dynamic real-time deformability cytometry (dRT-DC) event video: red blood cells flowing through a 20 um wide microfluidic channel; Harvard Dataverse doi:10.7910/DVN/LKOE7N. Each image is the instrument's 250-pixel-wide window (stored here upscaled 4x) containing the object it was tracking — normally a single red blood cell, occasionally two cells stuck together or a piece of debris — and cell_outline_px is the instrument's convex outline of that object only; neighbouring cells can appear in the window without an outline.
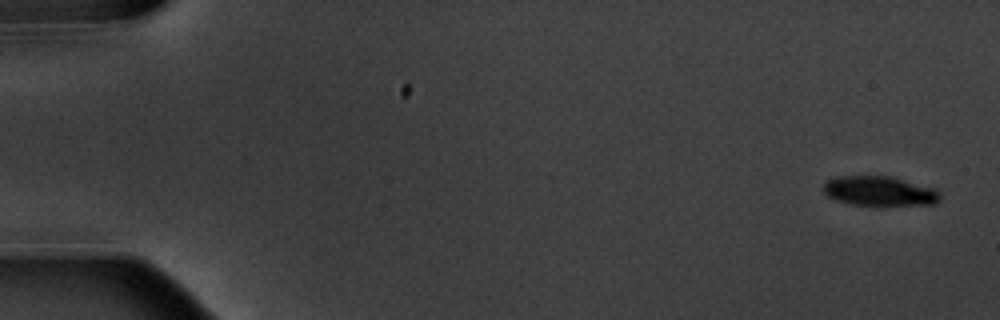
{"species": "common noctule bat (a hibernating species)", "species_latin": "Nyctalus noctula", "temperature_condition": "warm", "stored_images_in_passage": 5, "camera_frame_rate_fps": 3000, "um_per_image_px": 0.085, "animal": {"sex": "male", "body_mass_g": 20.1, "forearm_length_mm": 53.5}, "frame": {"image": 1, "passage_image": 1, "time_ms": 0.0, "image_size_px": [1000, 320], "cell_outline_px": [[940, 200], [936, 204], [880, 208], [872, 208], [852, 204], [836, 200], [828, 196], [824, 192], [824, 184], [828, 180], [836, 176], [888, 176], [936, 188], [940, 192]], "centroid_in_image_um": [74.81, 16.3], "position_along_channel_um": 10.2, "area_um2": 21.1}}
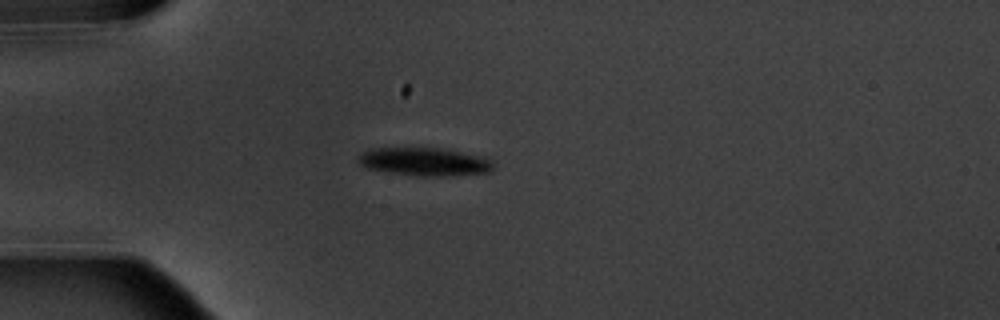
{"frame": {"image": 2, "passage_image": 5, "time_ms": 4.667, "image_size_px": [1000, 320], "cell_outline_px": [[492, 168], [488, 172], [452, 176], [416, 176], [364, 168], [356, 160], [360, 152], [372, 148], [440, 148], [484, 156], [492, 160]], "centroid_in_image_um": [36.04, 13.74], "position_along_channel_um": 49.0, "area_um2": 22.37}}